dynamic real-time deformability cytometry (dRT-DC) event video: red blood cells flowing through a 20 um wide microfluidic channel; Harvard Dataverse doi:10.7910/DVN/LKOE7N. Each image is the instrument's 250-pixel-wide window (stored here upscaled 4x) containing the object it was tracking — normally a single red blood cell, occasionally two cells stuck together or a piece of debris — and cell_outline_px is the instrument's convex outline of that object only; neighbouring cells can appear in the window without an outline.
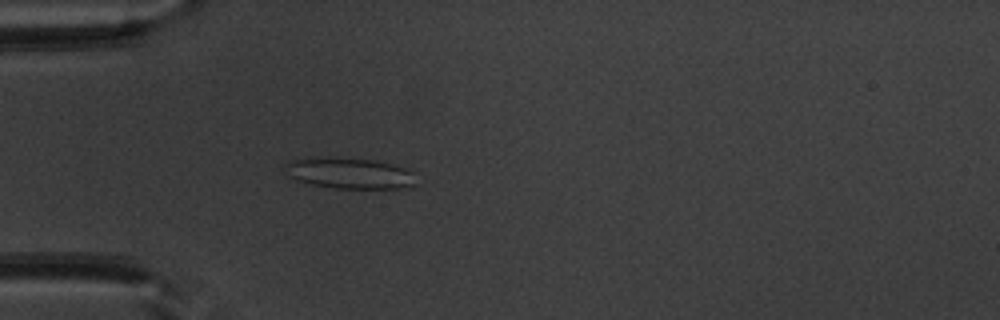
{"species": "common noctule bat (a hibernating species)", "species_latin": "Nyctalus noctula", "temperature_condition": "warm", "stored_images_in_passage": 52, "camera_frame_rate_fps": 3000, "um_per_image_px": 0.085, "animal": {"sex": "male", "body_mass_g": 20.1, "forearm_length_mm": 53.5}, "frame": {"image": 1, "passage_image": 16, "time_ms": 5.0, "image_size_px": [1000, 320], "cell_outline_px": [[416, 184], [400, 188], [336, 188], [312, 184], [288, 176], [284, 172], [284, 164], [288, 160], [312, 156], [376, 160], [392, 164], [404, 168], [412, 172]], "centroid_in_image_um": [29.63, 14.7], "position_along_channel_um": 55.4, "area_um2": 23.7}}
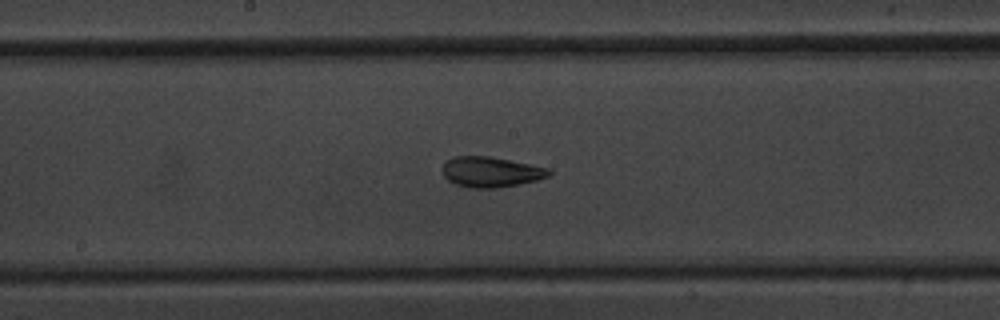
{"frame": {"image": 2, "passage_image": 28, "time_ms": 9.0, "image_size_px": [1000, 320], "cell_outline_px": [[552, 172], [548, 176], [536, 180], [496, 188], [468, 188], [456, 184], [448, 180], [444, 176], [444, 164], [452, 156], [488, 156], [532, 164], [552, 168]], "centroid_in_image_um": [41.75, 14.61], "position_along_channel_um": 206.4, "area_um2": 18.79}}
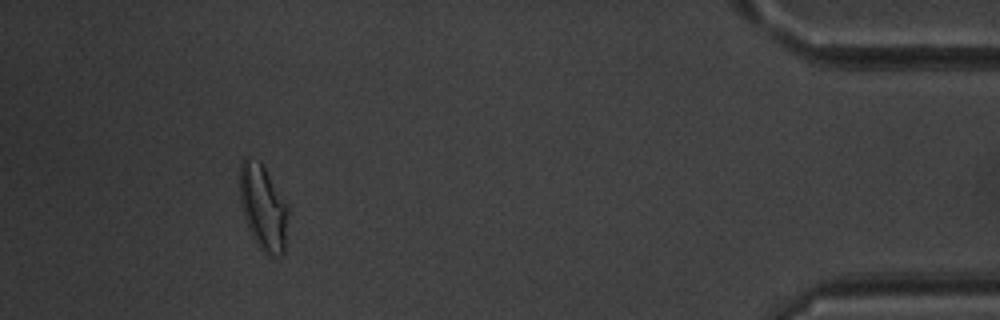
{"frame": {"image": 3, "passage_image": 48, "time_ms": 15.667, "image_size_px": [1000, 320], "cell_outline_px": [[288, 212], [284, 252], [280, 256], [268, 256], [260, 248], [252, 236], [248, 228], [244, 216], [240, 200], [240, 164], [244, 156], [260, 160], [288, 208]], "centroid_in_image_um": [22.35, 17.63], "position_along_channel_um": 412.9, "area_um2": 23.81}, "authors_computed_cell_mechanics": {"area_um2": 20.8947, "velocity_mm_per_s": 3.9549, "shape_relaxation_time_tau1_ms": null, "shape_relaxation_time_tau2_ms": 1.8606, "deformation_change_tau1": null, "deformation_change_tau2": 0.0958}}